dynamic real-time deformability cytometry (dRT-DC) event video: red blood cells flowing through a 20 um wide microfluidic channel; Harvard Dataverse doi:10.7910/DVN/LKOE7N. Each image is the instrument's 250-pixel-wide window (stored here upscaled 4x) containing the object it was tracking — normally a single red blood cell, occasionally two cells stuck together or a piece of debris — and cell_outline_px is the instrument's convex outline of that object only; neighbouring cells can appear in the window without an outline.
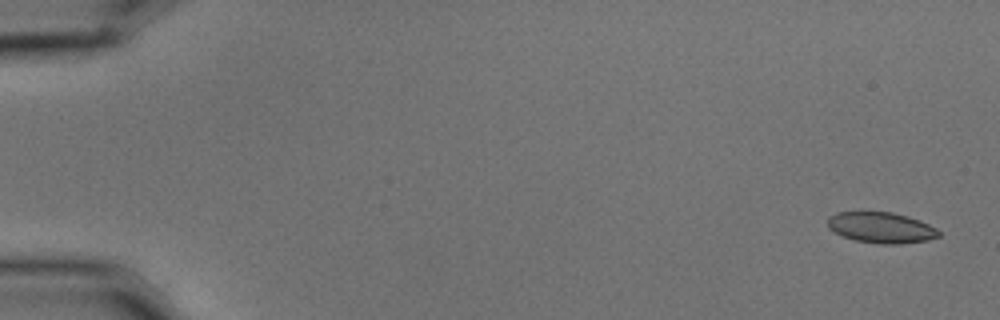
{"species": "common noctule bat (a hibernating species)", "species_latin": "Nyctalus noctula", "temperature_condition": "cold", "stored_images_in_passage": 9, "camera_frame_rate_fps": 3000, "um_per_image_px": 0.085, "animal": {"sex": "male", "body_mass_g": 15.6}, "frame": {"image": 1, "passage_image": 1, "time_ms": 0.0, "image_size_px": [1000, 320], "cell_outline_px": [[940, 236], [928, 240], [900, 244], [880, 244], [856, 240], [844, 236], [828, 228], [828, 216], [836, 212], [892, 212], [908, 216], [920, 220], [936, 228], [940, 232]], "centroid_in_image_um": [74.92, 19.34], "position_along_channel_um": 10.1, "area_um2": 19.94}}
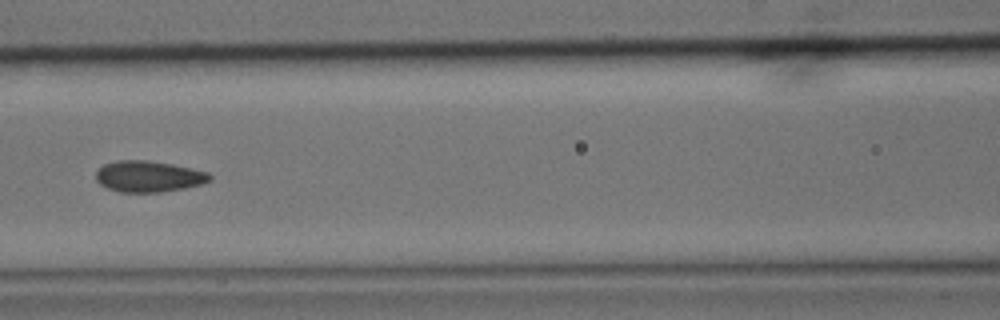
{"frame": {"image": 2, "passage_image": 7, "time_ms": 2.0, "image_size_px": [1000, 320], "cell_outline_px": [[212, 180], [204, 184], [184, 188], [160, 192], [120, 192], [108, 188], [100, 184], [96, 180], [96, 172], [104, 164], [116, 160], [148, 160], [172, 164], [208, 172], [212, 176]], "centroid_in_image_um": [12.65, 14.99], "position_along_channel_um": 154.0, "area_um2": 20.75}}